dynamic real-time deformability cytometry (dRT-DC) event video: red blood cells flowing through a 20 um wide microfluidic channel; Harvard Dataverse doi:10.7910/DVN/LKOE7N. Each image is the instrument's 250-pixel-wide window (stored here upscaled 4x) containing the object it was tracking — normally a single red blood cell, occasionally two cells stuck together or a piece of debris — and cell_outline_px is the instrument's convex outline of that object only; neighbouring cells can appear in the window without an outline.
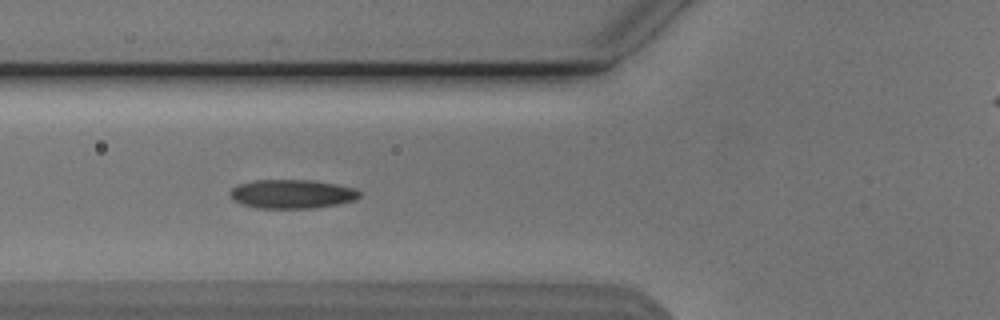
{"species": "Egyptian fruit bat (a non-hibernating species)", "species_latin": "Rousettus aegyptiacus", "temperature_condition": "cold", "stored_images_in_passage": 41, "camera_frame_rate_fps": 3000, "um_per_image_px": 0.085, "animal": {"sex": "male"}, "frame": {"image": 1, "passage_image": 6, "time_ms": 1.667, "image_size_px": [1000, 320], "cell_outline_px": [[360, 196], [356, 200], [340, 204], [312, 208], [256, 208], [240, 204], [232, 200], [228, 192], [236, 184], [256, 180], [316, 180], [356, 188], [360, 192]], "centroid_in_image_um": [24.8, 16.49], "position_along_channel_um": 101.0, "area_um2": 22.2}}
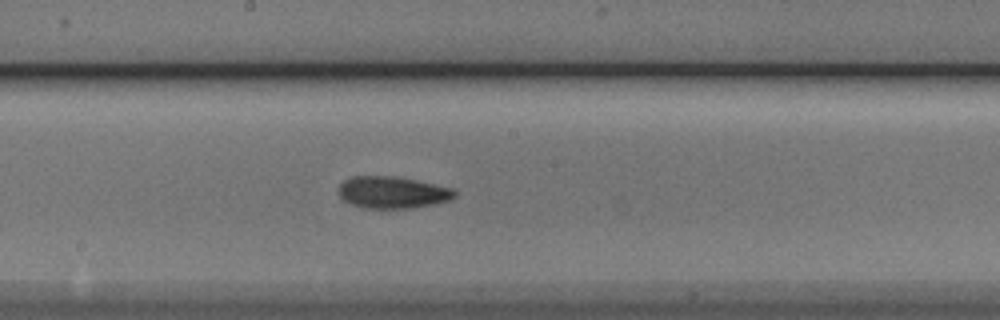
{"frame": {"image": 2, "passage_image": 15, "time_ms": 4.667, "image_size_px": [1000, 320], "cell_outline_px": [[456, 196], [448, 200], [432, 204], [412, 208], [364, 208], [352, 204], [344, 200], [340, 196], [340, 184], [344, 180], [352, 176], [396, 176], [416, 180], [452, 188], [456, 192]], "centroid_in_image_um": [33.36, 16.35], "position_along_channel_um": 214.8, "area_um2": 21.39}}
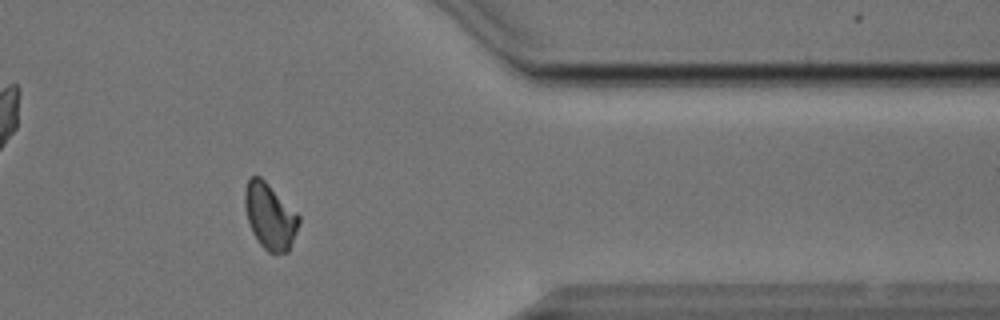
{"frame": {"image": 3, "passage_image": 30, "time_ms": 9.667, "image_size_px": [1000, 320], "cell_outline_px": [[300, 220], [296, 232], [288, 252], [268, 252], [260, 244], [252, 232], [244, 208], [244, 196], [248, 180], [252, 176], [260, 176], [300, 216]], "centroid_in_image_um": [22.93, 18.38], "position_along_channel_um": 388.5, "area_um2": 20.35}, "authors_computed_cell_mechanics": {"area_um2": 20.8658, "velocity_mm_per_s": 3.7913, "shape_relaxation_time_tau1_ms": 5.9894, "shape_relaxation_time_tau2_ms": 5.1039, "deformation_change_tau1": 0.1274, "deformation_change_tau2": 0.0981}}